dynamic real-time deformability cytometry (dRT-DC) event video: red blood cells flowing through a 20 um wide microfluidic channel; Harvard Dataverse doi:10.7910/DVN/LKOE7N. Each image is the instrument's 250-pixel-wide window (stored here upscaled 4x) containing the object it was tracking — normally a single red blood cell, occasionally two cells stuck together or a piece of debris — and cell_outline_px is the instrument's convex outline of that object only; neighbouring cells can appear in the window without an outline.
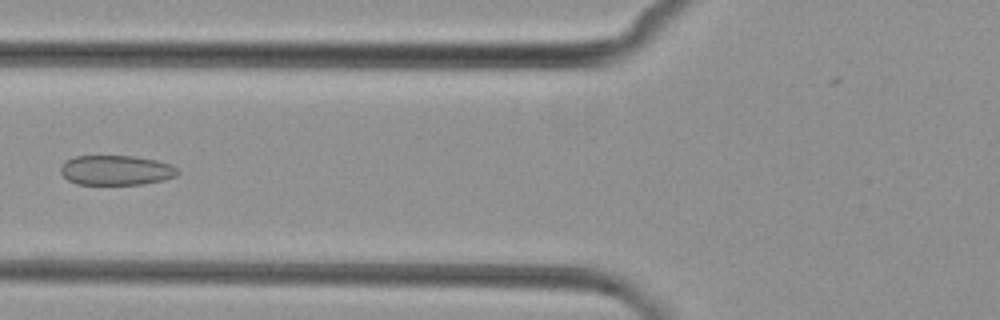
{"species": "common noctule bat (a hibernating species)", "species_latin": "Nyctalus noctula", "temperature_condition": "cold", "stored_images_in_passage": 8, "camera_frame_rate_fps": 3000, "um_per_image_px": 0.085, "animal": {"sex": "female", "body_mass_g": 29.2, "forearm_length_mm": 56.3}, "frame": {"image": 1, "passage_image": 7, "time_ms": 7.0, "image_size_px": [1000, 320], "cell_outline_px": [[180, 172], [176, 176], [164, 180], [144, 184], [76, 184], [68, 180], [60, 172], [60, 168], [64, 160], [76, 156], [136, 156], [156, 160], [172, 164]], "centroid_in_image_um": [9.88, 14.46], "position_along_channel_um": 115.9, "area_um2": 20.52}}
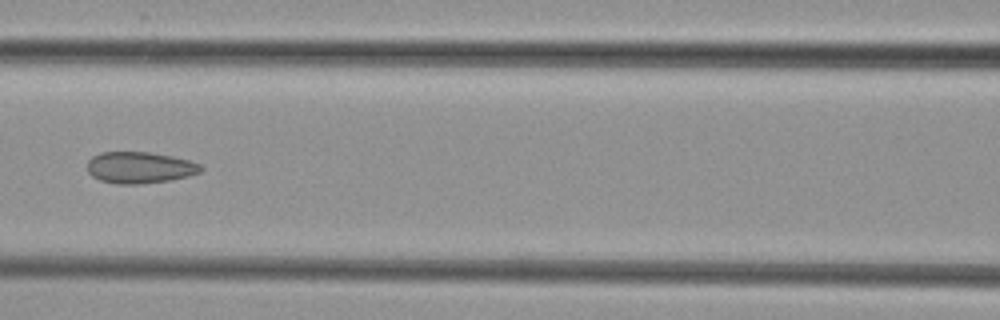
{"frame": {"image": 2, "passage_image": 8, "time_ms": 8.0, "image_size_px": [1000, 320], "cell_outline_px": [[204, 168], [200, 172], [188, 176], [168, 180], [140, 184], [116, 184], [100, 180], [92, 176], [88, 172], [88, 160], [92, 156], [100, 152], [148, 152], [172, 156], [188, 160], [200, 164]], "centroid_in_image_um": [11.86, 14.24], "position_along_channel_um": 154.7, "area_um2": 20.81}}